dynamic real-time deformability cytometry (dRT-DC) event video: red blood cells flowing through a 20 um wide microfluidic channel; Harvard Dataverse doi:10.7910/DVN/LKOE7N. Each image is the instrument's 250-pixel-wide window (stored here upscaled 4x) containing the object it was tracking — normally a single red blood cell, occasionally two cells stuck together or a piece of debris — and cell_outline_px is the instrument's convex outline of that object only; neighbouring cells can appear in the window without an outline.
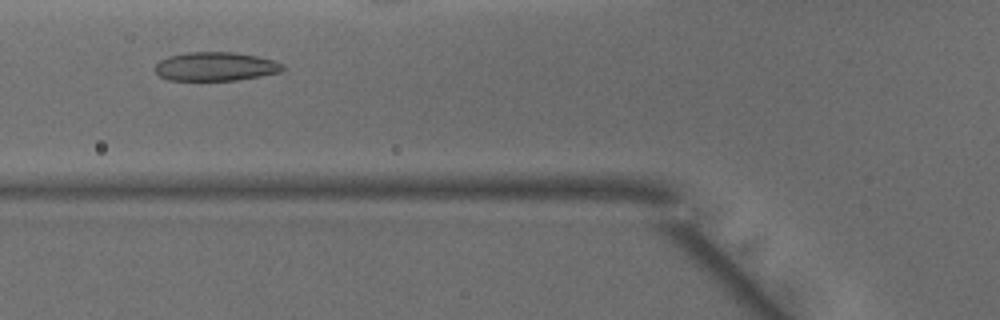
{"species": "common noctule bat (a hibernating species)", "species_latin": "Nyctalus noctula", "temperature_condition": "warm", "stored_images_in_passage": 34, "camera_frame_rate_fps": 3000, "um_per_image_px": 0.085, "animal": {"sex": "male", "body_mass_g": 15.6}, "frame": {"image": 1, "passage_image": 9, "time_ms": 2.667, "image_size_px": [1000, 320], "cell_outline_px": [[284, 68], [280, 72], [260, 76], [236, 80], [168, 80], [160, 76], [156, 72], [156, 64], [160, 60], [168, 56], [188, 52], [236, 52], [256, 56], [272, 60], [284, 64]], "centroid_in_image_um": [18.32, 5.65], "position_along_channel_um": 107.5, "area_um2": 21.33}}
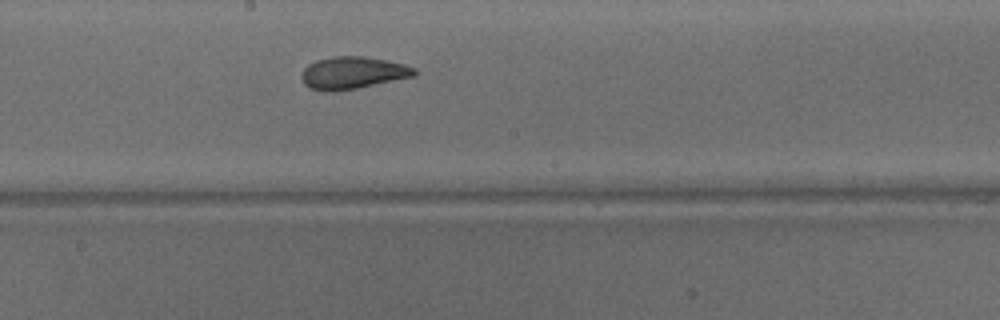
{"frame": {"image": 2, "passage_image": 17, "time_ms": 5.333, "image_size_px": [1000, 320], "cell_outline_px": [[416, 76], [356, 88], [332, 92], [324, 92], [308, 88], [304, 84], [300, 76], [304, 68], [308, 64], [316, 60], [332, 56], [364, 56], [388, 60], [404, 64], [416, 68]], "centroid_in_image_um": [29.96, 6.19], "position_along_channel_um": 218.2, "area_um2": 21.5}}
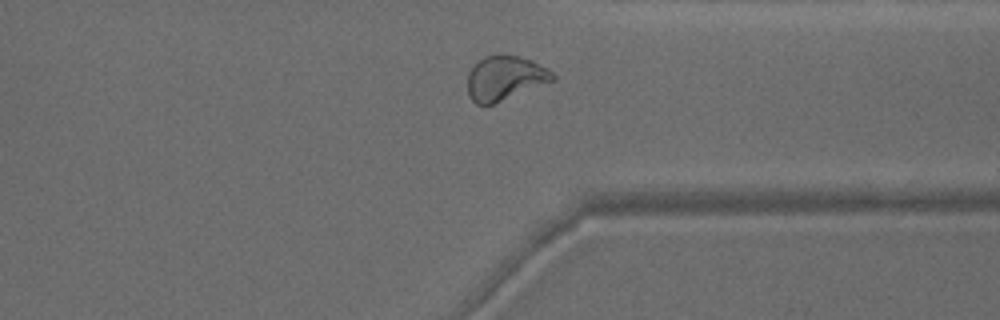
{"frame": {"image": 3, "passage_image": 28, "time_ms": 9.0, "image_size_px": [1000, 320], "cell_outline_px": [[556, 80], [492, 104], [476, 104], [468, 96], [468, 72], [484, 56], [520, 56], [532, 60], [548, 68], [556, 76]], "centroid_in_image_um": [42.94, 6.65], "position_along_channel_um": 368.5, "area_um2": 21.79}, "authors_computed_cell_mechanics": {"area_um2": 21.6172, "velocity_mm_per_s": 4.1396, "shape_relaxation_time_tau1_ms": 8.7995, "shape_relaxation_time_tau2_ms": 1.5443, "deformation_change_tau1": 0.2174, "deformation_change_tau2": 0.0644}}